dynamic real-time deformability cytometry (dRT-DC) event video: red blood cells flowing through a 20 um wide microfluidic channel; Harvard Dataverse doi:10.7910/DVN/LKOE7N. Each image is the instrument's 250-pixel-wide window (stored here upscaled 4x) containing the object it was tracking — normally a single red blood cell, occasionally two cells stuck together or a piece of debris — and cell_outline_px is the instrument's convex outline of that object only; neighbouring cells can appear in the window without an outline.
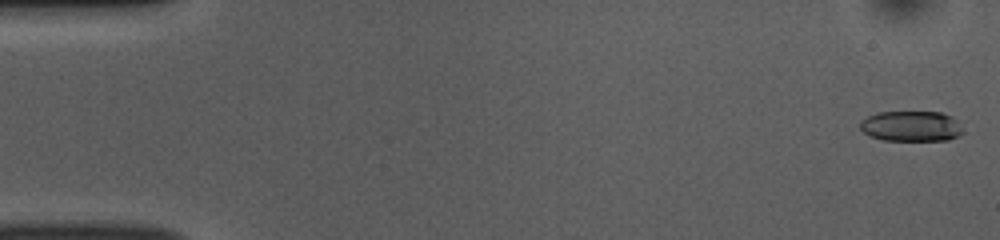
{"species": "common noctule bat (a hibernating species)", "species_latin": "Nyctalus noctula", "temperature_condition": "room temperature", "stored_images_in_passage": 52, "camera_frame_rate_fps": 3000, "um_per_image_px": 0.085, "animal": {"sex": "female", "body_mass_g": 10.0, "forearm_length_mm": 53.1}, "frame": {"image": 1, "passage_image": 1, "time_ms": 0.0, "image_size_px": [1000, 240], "cell_outline_px": [[964, 132], [960, 136], [948, 140], [884, 140], [868, 136], [860, 128], [860, 120], [876, 112], [940, 112], [952, 116], [956, 120]], "centroid_in_image_um": [77.45, 10.72], "position_along_channel_um": 7.6, "area_um2": 18.38}}
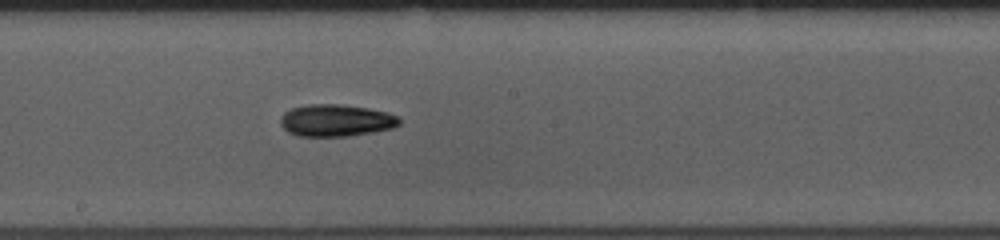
{"frame": {"image": 2, "passage_image": 28, "time_ms": 9.0, "image_size_px": [1000, 240], "cell_outline_px": [[400, 124], [392, 128], [372, 132], [348, 136], [296, 136], [288, 132], [280, 124], [280, 120], [284, 112], [292, 108], [308, 104], [336, 104], [368, 108], [388, 112], [396, 116], [400, 120]], "centroid_in_image_um": [28.54, 10.24], "position_along_channel_um": 219.7, "area_um2": 22.14}}
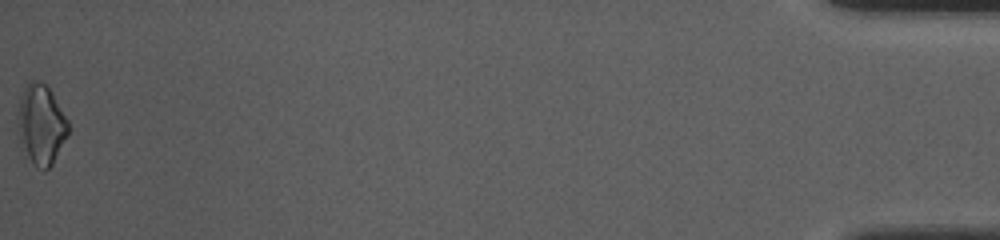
{"frame": {"image": 3, "passage_image": 52, "time_ms": 17.0, "image_size_px": [1000, 240], "cell_outline_px": [[72, 128], [68, 136], [52, 164], [44, 172], [36, 168], [32, 164], [20, 148], [16, 120], [16, 112], [20, 96], [24, 88], [32, 80], [36, 80], [44, 84], [48, 88], [68, 120]], "centroid_in_image_um": [3.46, 10.65], "position_along_channel_um": 431.7, "area_um2": 24.22}, "authors_computed_cell_mechanics": {"area_um2": 20.1433, "velocity_mm_per_s": 3.8727, "shape_relaxation_time_tau1_ms": 4.5068, "shape_relaxation_time_tau2_ms": null, "deformation_change_tau1": 0.1093, "deformation_change_tau2": null}}